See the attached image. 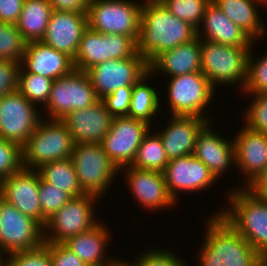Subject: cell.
Returning a JSON list of instances; mask_svg holds the SVG:
<instances>
[{
  "label": "cell",
  "instance_id": "cell-1",
  "mask_svg": "<svg viewBox=\"0 0 267 266\" xmlns=\"http://www.w3.org/2000/svg\"><path fill=\"white\" fill-rule=\"evenodd\" d=\"M197 30L175 17L159 0H145L141 6L137 52L150 63L161 52L191 42Z\"/></svg>",
  "mask_w": 267,
  "mask_h": 266
},
{
  "label": "cell",
  "instance_id": "cell-2",
  "mask_svg": "<svg viewBox=\"0 0 267 266\" xmlns=\"http://www.w3.org/2000/svg\"><path fill=\"white\" fill-rule=\"evenodd\" d=\"M206 223L200 266H259L263 257L218 214Z\"/></svg>",
  "mask_w": 267,
  "mask_h": 266
},
{
  "label": "cell",
  "instance_id": "cell-3",
  "mask_svg": "<svg viewBox=\"0 0 267 266\" xmlns=\"http://www.w3.org/2000/svg\"><path fill=\"white\" fill-rule=\"evenodd\" d=\"M227 200L229 207L215 214L244 237L262 257H267V202L246 187L231 189Z\"/></svg>",
  "mask_w": 267,
  "mask_h": 266
},
{
  "label": "cell",
  "instance_id": "cell-4",
  "mask_svg": "<svg viewBox=\"0 0 267 266\" xmlns=\"http://www.w3.org/2000/svg\"><path fill=\"white\" fill-rule=\"evenodd\" d=\"M251 48L228 46L201 39V72L214 89L221 84L228 86L240 83L239 86L243 90Z\"/></svg>",
  "mask_w": 267,
  "mask_h": 266
},
{
  "label": "cell",
  "instance_id": "cell-5",
  "mask_svg": "<svg viewBox=\"0 0 267 266\" xmlns=\"http://www.w3.org/2000/svg\"><path fill=\"white\" fill-rule=\"evenodd\" d=\"M44 120L22 146L23 168L36 170L45 163L71 157L75 143L67 125L62 120Z\"/></svg>",
  "mask_w": 267,
  "mask_h": 266
},
{
  "label": "cell",
  "instance_id": "cell-6",
  "mask_svg": "<svg viewBox=\"0 0 267 266\" xmlns=\"http://www.w3.org/2000/svg\"><path fill=\"white\" fill-rule=\"evenodd\" d=\"M71 159L83 192L100 199L120 171L101 143H75Z\"/></svg>",
  "mask_w": 267,
  "mask_h": 266
},
{
  "label": "cell",
  "instance_id": "cell-7",
  "mask_svg": "<svg viewBox=\"0 0 267 266\" xmlns=\"http://www.w3.org/2000/svg\"><path fill=\"white\" fill-rule=\"evenodd\" d=\"M141 3L129 0H91L87 10L88 27L102 34L139 39Z\"/></svg>",
  "mask_w": 267,
  "mask_h": 266
},
{
  "label": "cell",
  "instance_id": "cell-8",
  "mask_svg": "<svg viewBox=\"0 0 267 266\" xmlns=\"http://www.w3.org/2000/svg\"><path fill=\"white\" fill-rule=\"evenodd\" d=\"M99 99L87 72L74 70L71 74L53 81L44 107L47 119L62 120L69 113L94 105Z\"/></svg>",
  "mask_w": 267,
  "mask_h": 266
},
{
  "label": "cell",
  "instance_id": "cell-9",
  "mask_svg": "<svg viewBox=\"0 0 267 266\" xmlns=\"http://www.w3.org/2000/svg\"><path fill=\"white\" fill-rule=\"evenodd\" d=\"M42 244L44 227L0 197V252L3 256L34 250Z\"/></svg>",
  "mask_w": 267,
  "mask_h": 266
},
{
  "label": "cell",
  "instance_id": "cell-10",
  "mask_svg": "<svg viewBox=\"0 0 267 266\" xmlns=\"http://www.w3.org/2000/svg\"><path fill=\"white\" fill-rule=\"evenodd\" d=\"M98 201L99 198L91 194L72 197L47 220L44 242L63 243L72 236L92 229L99 223L93 212L94 204Z\"/></svg>",
  "mask_w": 267,
  "mask_h": 266
},
{
  "label": "cell",
  "instance_id": "cell-11",
  "mask_svg": "<svg viewBox=\"0 0 267 266\" xmlns=\"http://www.w3.org/2000/svg\"><path fill=\"white\" fill-rule=\"evenodd\" d=\"M170 78L167 98L171 116L207 118L204 109L215 94V89L209 83L208 78L202 72H192Z\"/></svg>",
  "mask_w": 267,
  "mask_h": 266
},
{
  "label": "cell",
  "instance_id": "cell-12",
  "mask_svg": "<svg viewBox=\"0 0 267 266\" xmlns=\"http://www.w3.org/2000/svg\"><path fill=\"white\" fill-rule=\"evenodd\" d=\"M137 52V43L121 34H102L87 27L82 33L74 67L87 71L94 65L114 59H125Z\"/></svg>",
  "mask_w": 267,
  "mask_h": 266
},
{
  "label": "cell",
  "instance_id": "cell-13",
  "mask_svg": "<svg viewBox=\"0 0 267 266\" xmlns=\"http://www.w3.org/2000/svg\"><path fill=\"white\" fill-rule=\"evenodd\" d=\"M87 74L99 100L123 86H133L149 72V63L138 52L125 59L100 62Z\"/></svg>",
  "mask_w": 267,
  "mask_h": 266
},
{
  "label": "cell",
  "instance_id": "cell-14",
  "mask_svg": "<svg viewBox=\"0 0 267 266\" xmlns=\"http://www.w3.org/2000/svg\"><path fill=\"white\" fill-rule=\"evenodd\" d=\"M38 106L27 100L18 90L0 98V138L21 147L36 130L43 118Z\"/></svg>",
  "mask_w": 267,
  "mask_h": 266
},
{
  "label": "cell",
  "instance_id": "cell-15",
  "mask_svg": "<svg viewBox=\"0 0 267 266\" xmlns=\"http://www.w3.org/2000/svg\"><path fill=\"white\" fill-rule=\"evenodd\" d=\"M151 126L152 124L129 116L113 118L101 145L119 169L132 165L141 141Z\"/></svg>",
  "mask_w": 267,
  "mask_h": 266
},
{
  "label": "cell",
  "instance_id": "cell-16",
  "mask_svg": "<svg viewBox=\"0 0 267 266\" xmlns=\"http://www.w3.org/2000/svg\"><path fill=\"white\" fill-rule=\"evenodd\" d=\"M163 173L167 190L176 203L180 192L202 191L217 181L209 168L193 154L170 160Z\"/></svg>",
  "mask_w": 267,
  "mask_h": 266
},
{
  "label": "cell",
  "instance_id": "cell-17",
  "mask_svg": "<svg viewBox=\"0 0 267 266\" xmlns=\"http://www.w3.org/2000/svg\"><path fill=\"white\" fill-rule=\"evenodd\" d=\"M39 185V173L33 169L22 168L19 172L2 180V198L44 227L47 220L41 211Z\"/></svg>",
  "mask_w": 267,
  "mask_h": 266
},
{
  "label": "cell",
  "instance_id": "cell-18",
  "mask_svg": "<svg viewBox=\"0 0 267 266\" xmlns=\"http://www.w3.org/2000/svg\"><path fill=\"white\" fill-rule=\"evenodd\" d=\"M122 170L127 173L124 177L131 194L142 207L158 212L177 204L167 190L164 173L131 166Z\"/></svg>",
  "mask_w": 267,
  "mask_h": 266
},
{
  "label": "cell",
  "instance_id": "cell-19",
  "mask_svg": "<svg viewBox=\"0 0 267 266\" xmlns=\"http://www.w3.org/2000/svg\"><path fill=\"white\" fill-rule=\"evenodd\" d=\"M233 138L235 146V166L239 167L248 186L267 170V133H261L243 125ZM247 176V177H246Z\"/></svg>",
  "mask_w": 267,
  "mask_h": 266
},
{
  "label": "cell",
  "instance_id": "cell-20",
  "mask_svg": "<svg viewBox=\"0 0 267 266\" xmlns=\"http://www.w3.org/2000/svg\"><path fill=\"white\" fill-rule=\"evenodd\" d=\"M87 27V13L54 10L42 41L74 60Z\"/></svg>",
  "mask_w": 267,
  "mask_h": 266
},
{
  "label": "cell",
  "instance_id": "cell-21",
  "mask_svg": "<svg viewBox=\"0 0 267 266\" xmlns=\"http://www.w3.org/2000/svg\"><path fill=\"white\" fill-rule=\"evenodd\" d=\"M113 118L104 102L99 100L88 108L72 111L62 121L74 143H101L110 130Z\"/></svg>",
  "mask_w": 267,
  "mask_h": 266
},
{
  "label": "cell",
  "instance_id": "cell-22",
  "mask_svg": "<svg viewBox=\"0 0 267 266\" xmlns=\"http://www.w3.org/2000/svg\"><path fill=\"white\" fill-rule=\"evenodd\" d=\"M25 72L37 74L52 80L71 74L74 60L65 53L41 41L28 42L20 63Z\"/></svg>",
  "mask_w": 267,
  "mask_h": 266
},
{
  "label": "cell",
  "instance_id": "cell-23",
  "mask_svg": "<svg viewBox=\"0 0 267 266\" xmlns=\"http://www.w3.org/2000/svg\"><path fill=\"white\" fill-rule=\"evenodd\" d=\"M171 118V119H170ZM170 123L158 132L168 160L194 153L196 139L201 129L211 120L195 116H171Z\"/></svg>",
  "mask_w": 267,
  "mask_h": 266
},
{
  "label": "cell",
  "instance_id": "cell-24",
  "mask_svg": "<svg viewBox=\"0 0 267 266\" xmlns=\"http://www.w3.org/2000/svg\"><path fill=\"white\" fill-rule=\"evenodd\" d=\"M208 122L199 132L193 155L200 159L218 179L235 164V146L233 139L227 140L217 134Z\"/></svg>",
  "mask_w": 267,
  "mask_h": 266
},
{
  "label": "cell",
  "instance_id": "cell-25",
  "mask_svg": "<svg viewBox=\"0 0 267 266\" xmlns=\"http://www.w3.org/2000/svg\"><path fill=\"white\" fill-rule=\"evenodd\" d=\"M158 71L169 77L201 72V39L197 36L191 42L161 52L149 63L151 74Z\"/></svg>",
  "mask_w": 267,
  "mask_h": 266
},
{
  "label": "cell",
  "instance_id": "cell-26",
  "mask_svg": "<svg viewBox=\"0 0 267 266\" xmlns=\"http://www.w3.org/2000/svg\"><path fill=\"white\" fill-rule=\"evenodd\" d=\"M197 36L200 39L228 46L252 47L254 45V41L229 20L212 1L206 7L200 28L197 29Z\"/></svg>",
  "mask_w": 267,
  "mask_h": 266
},
{
  "label": "cell",
  "instance_id": "cell-27",
  "mask_svg": "<svg viewBox=\"0 0 267 266\" xmlns=\"http://www.w3.org/2000/svg\"><path fill=\"white\" fill-rule=\"evenodd\" d=\"M109 231L99 221L92 229L68 238L63 244L88 266H110L114 260L104 254L110 241Z\"/></svg>",
  "mask_w": 267,
  "mask_h": 266
},
{
  "label": "cell",
  "instance_id": "cell-28",
  "mask_svg": "<svg viewBox=\"0 0 267 266\" xmlns=\"http://www.w3.org/2000/svg\"><path fill=\"white\" fill-rule=\"evenodd\" d=\"M226 17L240 27L253 41L262 39L266 29L256 5L267 6V0H211ZM257 3V4H256ZM261 37V38H260Z\"/></svg>",
  "mask_w": 267,
  "mask_h": 266
},
{
  "label": "cell",
  "instance_id": "cell-29",
  "mask_svg": "<svg viewBox=\"0 0 267 266\" xmlns=\"http://www.w3.org/2000/svg\"><path fill=\"white\" fill-rule=\"evenodd\" d=\"M53 11L48 0L24 1L16 25L27 43L44 38Z\"/></svg>",
  "mask_w": 267,
  "mask_h": 266
},
{
  "label": "cell",
  "instance_id": "cell-30",
  "mask_svg": "<svg viewBox=\"0 0 267 266\" xmlns=\"http://www.w3.org/2000/svg\"><path fill=\"white\" fill-rule=\"evenodd\" d=\"M36 171L43 181L65 191L71 197H78L85 194L78 182L71 157L45 163L37 168Z\"/></svg>",
  "mask_w": 267,
  "mask_h": 266
},
{
  "label": "cell",
  "instance_id": "cell-31",
  "mask_svg": "<svg viewBox=\"0 0 267 266\" xmlns=\"http://www.w3.org/2000/svg\"><path fill=\"white\" fill-rule=\"evenodd\" d=\"M152 75L148 72L137 83L133 85L131 102L128 111V116L134 119L142 120L151 124V120L157 115L161 107L160 97L157 94L156 88L147 85L146 80H150ZM153 117V118H152Z\"/></svg>",
  "mask_w": 267,
  "mask_h": 266
},
{
  "label": "cell",
  "instance_id": "cell-32",
  "mask_svg": "<svg viewBox=\"0 0 267 266\" xmlns=\"http://www.w3.org/2000/svg\"><path fill=\"white\" fill-rule=\"evenodd\" d=\"M150 131L143 137L131 167L163 173L169 160L160 136Z\"/></svg>",
  "mask_w": 267,
  "mask_h": 266
},
{
  "label": "cell",
  "instance_id": "cell-33",
  "mask_svg": "<svg viewBox=\"0 0 267 266\" xmlns=\"http://www.w3.org/2000/svg\"><path fill=\"white\" fill-rule=\"evenodd\" d=\"M52 79L19 70L18 91L31 103L46 106L51 87Z\"/></svg>",
  "mask_w": 267,
  "mask_h": 266
},
{
  "label": "cell",
  "instance_id": "cell-34",
  "mask_svg": "<svg viewBox=\"0 0 267 266\" xmlns=\"http://www.w3.org/2000/svg\"><path fill=\"white\" fill-rule=\"evenodd\" d=\"M26 44L16 24L0 22V60L21 63Z\"/></svg>",
  "mask_w": 267,
  "mask_h": 266
},
{
  "label": "cell",
  "instance_id": "cell-35",
  "mask_svg": "<svg viewBox=\"0 0 267 266\" xmlns=\"http://www.w3.org/2000/svg\"><path fill=\"white\" fill-rule=\"evenodd\" d=\"M175 17L200 28L205 10L211 0H159Z\"/></svg>",
  "mask_w": 267,
  "mask_h": 266
},
{
  "label": "cell",
  "instance_id": "cell-36",
  "mask_svg": "<svg viewBox=\"0 0 267 266\" xmlns=\"http://www.w3.org/2000/svg\"><path fill=\"white\" fill-rule=\"evenodd\" d=\"M251 50L247 59V78L243 88V92L249 96L267 93V53L254 59Z\"/></svg>",
  "mask_w": 267,
  "mask_h": 266
},
{
  "label": "cell",
  "instance_id": "cell-37",
  "mask_svg": "<svg viewBox=\"0 0 267 266\" xmlns=\"http://www.w3.org/2000/svg\"><path fill=\"white\" fill-rule=\"evenodd\" d=\"M72 197L65 191L54 187L40 178L39 200L43 217L48 220Z\"/></svg>",
  "mask_w": 267,
  "mask_h": 266
},
{
  "label": "cell",
  "instance_id": "cell-38",
  "mask_svg": "<svg viewBox=\"0 0 267 266\" xmlns=\"http://www.w3.org/2000/svg\"><path fill=\"white\" fill-rule=\"evenodd\" d=\"M22 168V147L13 141L0 138V179L3 180Z\"/></svg>",
  "mask_w": 267,
  "mask_h": 266
},
{
  "label": "cell",
  "instance_id": "cell-39",
  "mask_svg": "<svg viewBox=\"0 0 267 266\" xmlns=\"http://www.w3.org/2000/svg\"><path fill=\"white\" fill-rule=\"evenodd\" d=\"M248 110H245V124L248 128L267 133V93L253 94Z\"/></svg>",
  "mask_w": 267,
  "mask_h": 266
},
{
  "label": "cell",
  "instance_id": "cell-40",
  "mask_svg": "<svg viewBox=\"0 0 267 266\" xmlns=\"http://www.w3.org/2000/svg\"><path fill=\"white\" fill-rule=\"evenodd\" d=\"M6 258L7 266H52L50 252L44 244L34 250L12 253Z\"/></svg>",
  "mask_w": 267,
  "mask_h": 266
},
{
  "label": "cell",
  "instance_id": "cell-41",
  "mask_svg": "<svg viewBox=\"0 0 267 266\" xmlns=\"http://www.w3.org/2000/svg\"><path fill=\"white\" fill-rule=\"evenodd\" d=\"M137 266H186L185 259L178 258L177 254L167 249L148 250L138 255Z\"/></svg>",
  "mask_w": 267,
  "mask_h": 266
},
{
  "label": "cell",
  "instance_id": "cell-42",
  "mask_svg": "<svg viewBox=\"0 0 267 266\" xmlns=\"http://www.w3.org/2000/svg\"><path fill=\"white\" fill-rule=\"evenodd\" d=\"M133 86H123L102 99L113 117L128 116Z\"/></svg>",
  "mask_w": 267,
  "mask_h": 266
},
{
  "label": "cell",
  "instance_id": "cell-43",
  "mask_svg": "<svg viewBox=\"0 0 267 266\" xmlns=\"http://www.w3.org/2000/svg\"><path fill=\"white\" fill-rule=\"evenodd\" d=\"M19 62L0 60V98L18 90Z\"/></svg>",
  "mask_w": 267,
  "mask_h": 266
},
{
  "label": "cell",
  "instance_id": "cell-44",
  "mask_svg": "<svg viewBox=\"0 0 267 266\" xmlns=\"http://www.w3.org/2000/svg\"><path fill=\"white\" fill-rule=\"evenodd\" d=\"M48 248L52 266H88L63 243L44 242Z\"/></svg>",
  "mask_w": 267,
  "mask_h": 266
},
{
  "label": "cell",
  "instance_id": "cell-45",
  "mask_svg": "<svg viewBox=\"0 0 267 266\" xmlns=\"http://www.w3.org/2000/svg\"><path fill=\"white\" fill-rule=\"evenodd\" d=\"M25 0H0V22H18Z\"/></svg>",
  "mask_w": 267,
  "mask_h": 266
},
{
  "label": "cell",
  "instance_id": "cell-46",
  "mask_svg": "<svg viewBox=\"0 0 267 266\" xmlns=\"http://www.w3.org/2000/svg\"><path fill=\"white\" fill-rule=\"evenodd\" d=\"M53 10L87 13L91 0H48Z\"/></svg>",
  "mask_w": 267,
  "mask_h": 266
},
{
  "label": "cell",
  "instance_id": "cell-47",
  "mask_svg": "<svg viewBox=\"0 0 267 266\" xmlns=\"http://www.w3.org/2000/svg\"><path fill=\"white\" fill-rule=\"evenodd\" d=\"M246 188L258 198L267 202V170L261 173Z\"/></svg>",
  "mask_w": 267,
  "mask_h": 266
},
{
  "label": "cell",
  "instance_id": "cell-48",
  "mask_svg": "<svg viewBox=\"0 0 267 266\" xmlns=\"http://www.w3.org/2000/svg\"><path fill=\"white\" fill-rule=\"evenodd\" d=\"M110 266H137V264L134 261L129 263L115 258Z\"/></svg>",
  "mask_w": 267,
  "mask_h": 266
},
{
  "label": "cell",
  "instance_id": "cell-49",
  "mask_svg": "<svg viewBox=\"0 0 267 266\" xmlns=\"http://www.w3.org/2000/svg\"><path fill=\"white\" fill-rule=\"evenodd\" d=\"M6 262H7V258H3L2 257V253L0 252V266H7V263Z\"/></svg>",
  "mask_w": 267,
  "mask_h": 266
},
{
  "label": "cell",
  "instance_id": "cell-50",
  "mask_svg": "<svg viewBox=\"0 0 267 266\" xmlns=\"http://www.w3.org/2000/svg\"><path fill=\"white\" fill-rule=\"evenodd\" d=\"M259 266H267V257H263L261 259Z\"/></svg>",
  "mask_w": 267,
  "mask_h": 266
},
{
  "label": "cell",
  "instance_id": "cell-51",
  "mask_svg": "<svg viewBox=\"0 0 267 266\" xmlns=\"http://www.w3.org/2000/svg\"><path fill=\"white\" fill-rule=\"evenodd\" d=\"M0 197H2V180L0 179Z\"/></svg>",
  "mask_w": 267,
  "mask_h": 266
}]
</instances>
